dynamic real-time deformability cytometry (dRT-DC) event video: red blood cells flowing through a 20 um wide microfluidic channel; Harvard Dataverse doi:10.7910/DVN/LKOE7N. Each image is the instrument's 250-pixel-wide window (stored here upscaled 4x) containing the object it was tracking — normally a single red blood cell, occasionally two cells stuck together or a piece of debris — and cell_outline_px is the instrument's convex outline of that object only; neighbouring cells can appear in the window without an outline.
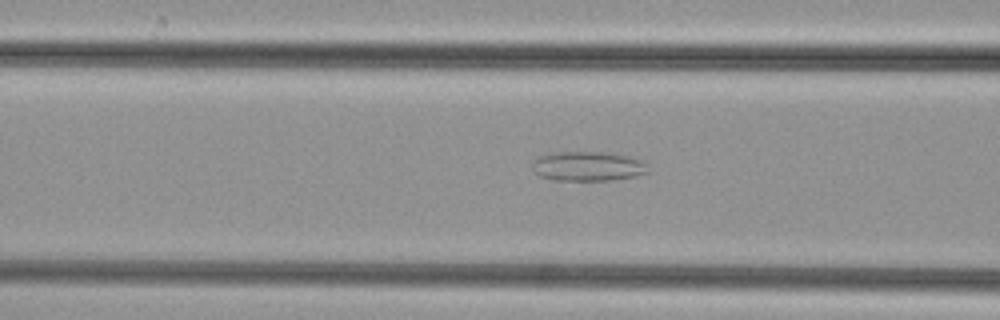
{"species": "common noctule bat (a hibernating species)", "species_latin": "Nyctalus noctula", "temperature_condition": "cold", "stored_images_in_passage": 44, "camera_frame_rate_fps": 3000, "um_per_image_px": 0.085, "animal": {"sex": "female", "body_mass_g": 29.2, "forearm_length_mm": 56.3}, "frame": {"image": 1, "passage_image": 14, "time_ms": 4.333, "image_size_px": [1000, 320], "cell_outline_px": [[648, 172], [632, 176], [612, 180], [552, 180], [540, 176], [532, 168], [532, 164], [540, 156], [552, 152], [604, 152], [628, 156], [640, 160], [644, 164]], "centroid_in_image_um": [49.92, 14.13], "position_along_channel_um": 116.7, "area_um2": 19.59}}
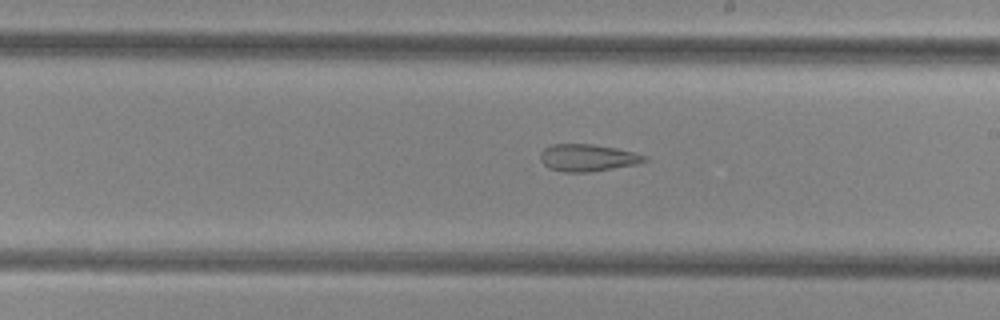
{"frame": {"image": 2, "passage_image": 23, "time_ms": 7.333, "image_size_px": [1000, 320], "cell_outline_px": [[648, 160], [636, 164], [588, 172], [564, 172], [548, 168], [540, 160], [540, 152], [544, 148], [552, 144], [592, 144], [616, 148], [648, 156]], "centroid_in_image_um": [49.92, 13.4], "position_along_channel_um": 239.1, "area_um2": 16.42}}
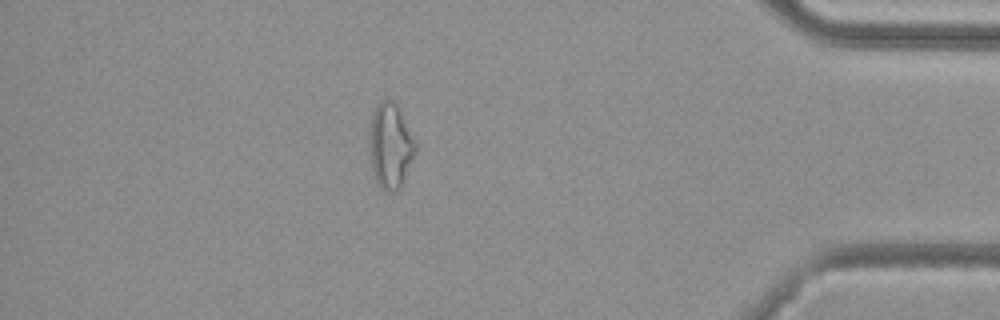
{"frame": {"image": 3, "passage_image": 38, "time_ms": 12.333, "image_size_px": [1000, 320], "cell_outline_px": [[416, 152], [400, 188], [396, 192], [384, 192], [380, 188], [372, 172], [372, 112], [376, 104], [384, 96], [392, 100], [396, 104], [416, 140]], "centroid_in_image_um": [33.22, 12.39], "position_along_channel_um": 402.0, "area_um2": 22.54}}